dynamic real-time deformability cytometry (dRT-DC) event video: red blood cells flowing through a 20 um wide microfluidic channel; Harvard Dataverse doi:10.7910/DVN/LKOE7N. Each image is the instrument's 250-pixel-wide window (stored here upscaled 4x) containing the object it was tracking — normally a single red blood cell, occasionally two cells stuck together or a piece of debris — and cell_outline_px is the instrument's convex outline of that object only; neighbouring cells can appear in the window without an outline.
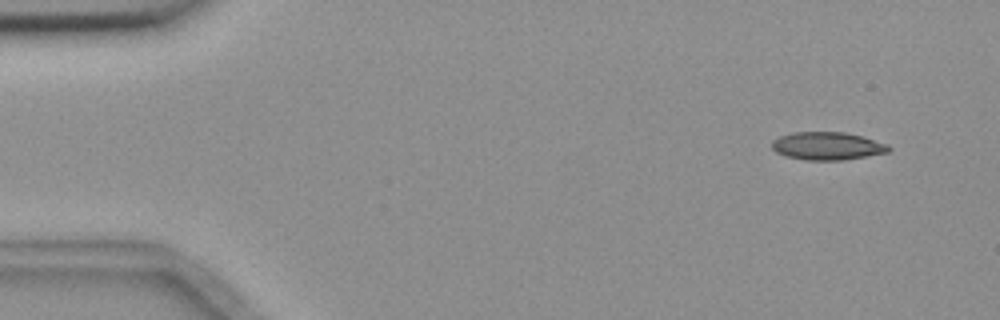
{"species": "common noctule bat (a hibernating species)", "species_latin": "Nyctalus noctula", "temperature_condition": "room temperature", "stored_images_in_passage": 7, "camera_frame_rate_fps": 3000, "um_per_image_px": 0.085, "animal": {"sex": "female", "body_mass_g": 18.4}, "frame": {"image": 1, "passage_image": 1, "time_ms": 0.0, "image_size_px": [1000, 320], "cell_outline_px": [[892, 148], [888, 152], [844, 160], [804, 160], [784, 156], [776, 152], [772, 148], [772, 140], [780, 136], [792, 132], [844, 132], [860, 136], [888, 144]], "centroid_in_image_um": [70.3, 12.41], "position_along_channel_um": 14.7, "area_um2": 19.02}}
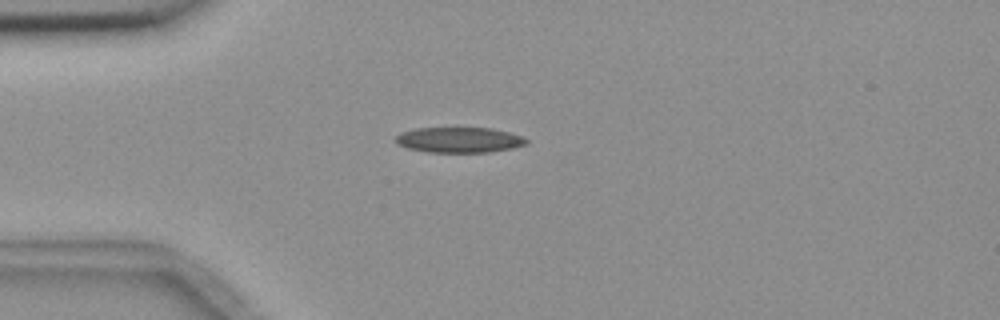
{"frame": {"image": 2, "passage_image": 4, "time_ms": 3.333, "image_size_px": [1000, 320], "cell_outline_px": [[528, 144], [512, 148], [488, 152], [428, 152], [408, 148], [396, 144], [396, 136], [400, 132], [416, 128], [492, 128], [524, 136], [528, 140]], "centroid_in_image_um": [39.04, 11.89], "position_along_channel_um": 46.0, "area_um2": 19.42}}
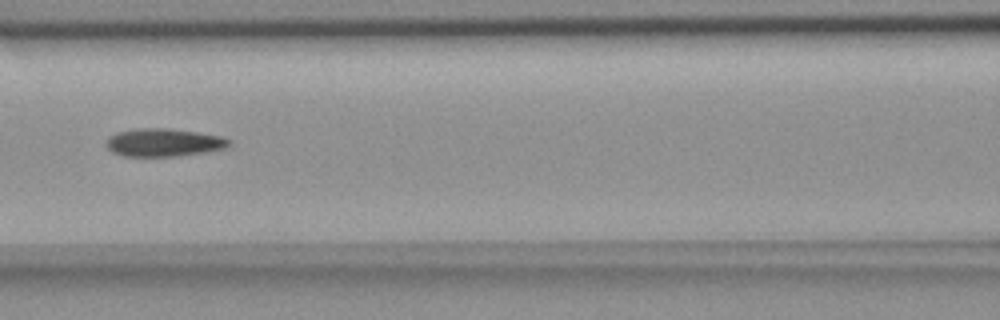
{"frame": {"image": 3, "passage_image": 7, "time_ms": 6.667, "image_size_px": [1000, 320], "cell_outline_px": [[232, 144], [224, 148], [204, 152], [176, 156], [124, 156], [112, 152], [104, 144], [116, 132], [136, 128], [168, 128], [224, 136], [232, 140]], "centroid_in_image_um": [13.94, 12.1], "position_along_channel_um": 152.7, "area_um2": 20.06}}